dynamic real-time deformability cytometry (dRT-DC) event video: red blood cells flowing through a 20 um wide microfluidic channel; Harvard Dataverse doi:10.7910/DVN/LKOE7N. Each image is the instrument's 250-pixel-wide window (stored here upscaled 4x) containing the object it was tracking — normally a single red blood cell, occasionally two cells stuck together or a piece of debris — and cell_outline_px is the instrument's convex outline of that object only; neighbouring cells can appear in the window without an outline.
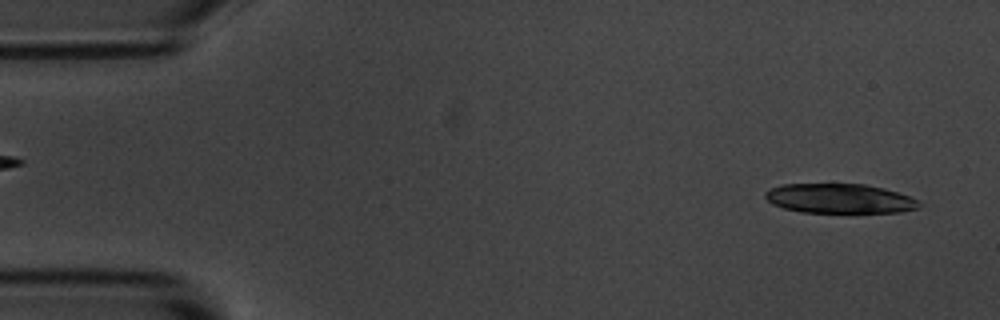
{"species": "common noctule bat (a hibernating species)", "species_latin": "Nyctalus noctula", "temperature_condition": "room temperature", "stored_images_in_passage": 31, "camera_frame_rate_fps": 3000, "um_per_image_px": 0.085, "animal": {"sex": "male", "body_mass_g": 20.1, "forearm_length_mm": 53.5}, "frame": {"image": 1, "passage_image": 2, "time_ms": 0.333, "image_size_px": [1000, 320], "cell_outline_px": [[920, 208], [900, 212], [800, 212], [784, 208], [772, 204], [764, 196], [764, 192], [780, 184], [864, 184], [884, 188], [920, 200]], "centroid_in_image_um": [71.36, 16.87], "position_along_channel_um": 13.6, "area_um2": 26.47}}